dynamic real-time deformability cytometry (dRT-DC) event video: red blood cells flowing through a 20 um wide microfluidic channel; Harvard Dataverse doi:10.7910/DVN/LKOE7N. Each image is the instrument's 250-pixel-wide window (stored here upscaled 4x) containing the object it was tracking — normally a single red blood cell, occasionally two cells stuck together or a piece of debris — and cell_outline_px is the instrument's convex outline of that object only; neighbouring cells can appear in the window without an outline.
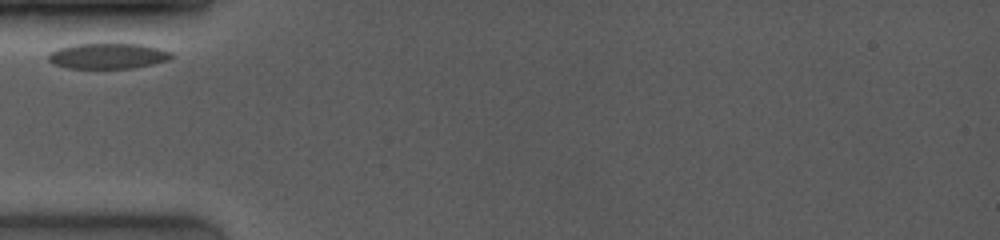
{"species": "common noctule bat (a hibernating species)", "species_latin": "Nyctalus noctula", "temperature_condition": "room temperature", "stored_images_in_passage": 25, "camera_frame_rate_fps": 4000, "um_per_image_px": 0.085, "animal": {"sex": "female", "body_mass_g": 19.0, "forearm_length_mm": 53.3}, "frame": {"image": 1, "passage_image": 1, "time_ms": 0.0, "image_size_px": [1000, 240], "cell_outline_px": [[172, 56], [168, 60], [152, 64], [132, 68], [68, 68], [52, 64], [48, 60], [48, 56], [52, 52], [60, 48], [76, 44], [140, 44], [172, 52]], "centroid_in_image_um": [9.16, 4.76], "position_along_channel_um": 75.8, "area_um2": 18.03}}
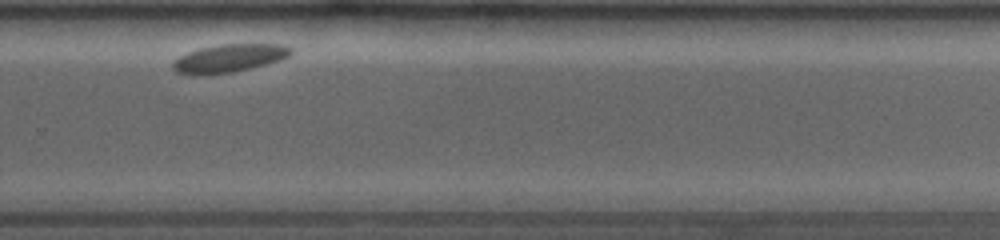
{"frame": {"image": 2, "passage_image": 19, "time_ms": 6.75, "image_size_px": [1000, 240], "cell_outline_px": [[296, 52], [280, 60], [232, 72], [176, 72], [172, 68], [172, 64], [180, 56], [188, 52], [200, 48], [220, 44], [284, 44], [292, 48]], "centroid_in_image_um": [19.59, 4.89], "position_along_channel_um": 310.2, "area_um2": 18.5}}
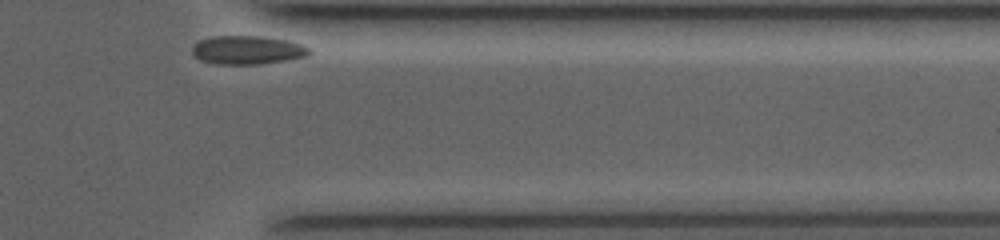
{"frame": {"image": 3, "passage_image": 25, "time_ms": 9.0, "image_size_px": [1000, 240], "cell_outline_px": [[312, 52], [308, 56], [284, 60], [256, 64], [216, 64], [200, 60], [192, 52], [192, 48], [200, 40], [212, 36], [260, 36], [288, 40], [304, 44], [312, 48]], "centroid_in_image_um": [21.09, 4.24], "position_along_channel_um": 390.3, "area_um2": 19.54}}